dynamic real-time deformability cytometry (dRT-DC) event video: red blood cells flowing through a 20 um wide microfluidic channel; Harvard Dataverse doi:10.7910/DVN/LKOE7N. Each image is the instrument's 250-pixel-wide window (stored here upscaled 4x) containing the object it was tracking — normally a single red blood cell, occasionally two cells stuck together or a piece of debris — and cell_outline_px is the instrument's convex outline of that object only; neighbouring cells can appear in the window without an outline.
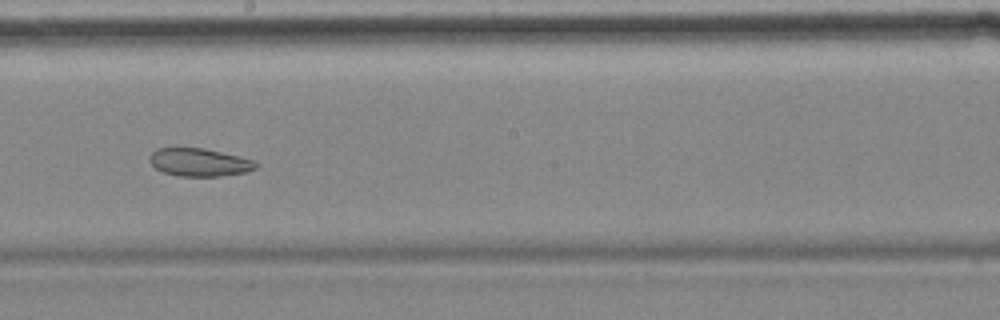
{"species": "common noctule bat (a hibernating species)", "species_latin": "Nyctalus noctula", "temperature_condition": "cold", "stored_images_in_passage": 10, "camera_frame_rate_fps": 3000, "um_per_image_px": 0.085, "animal": {"sex": "female", "body_mass_g": 18.4}, "frame": {"image": 1, "passage_image": 9, "time_ms": 9.333, "image_size_px": [1000, 320], "cell_outline_px": [[260, 164], [256, 168], [244, 172], [220, 176], [180, 176], [164, 172], [156, 168], [148, 160], [152, 152], [156, 148], [204, 148], [240, 156], [256, 160]], "centroid_in_image_um": [16.98, 13.79], "position_along_channel_um": 231.2, "area_um2": 17.34}}
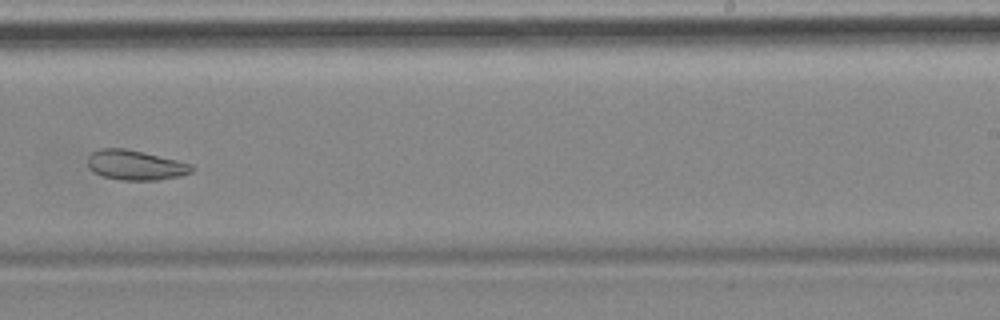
{"frame": {"image": 2, "passage_image": 10, "time_ms": 10.667, "image_size_px": [1000, 320], "cell_outline_px": [[196, 168], [192, 172], [180, 176], [156, 180], [120, 180], [104, 176], [92, 172], [88, 168], [88, 156], [92, 152], [100, 148], [124, 148], [176, 160], [192, 164]], "centroid_in_image_um": [11.5, 14.04], "position_along_channel_um": 277.5, "area_um2": 18.09}}